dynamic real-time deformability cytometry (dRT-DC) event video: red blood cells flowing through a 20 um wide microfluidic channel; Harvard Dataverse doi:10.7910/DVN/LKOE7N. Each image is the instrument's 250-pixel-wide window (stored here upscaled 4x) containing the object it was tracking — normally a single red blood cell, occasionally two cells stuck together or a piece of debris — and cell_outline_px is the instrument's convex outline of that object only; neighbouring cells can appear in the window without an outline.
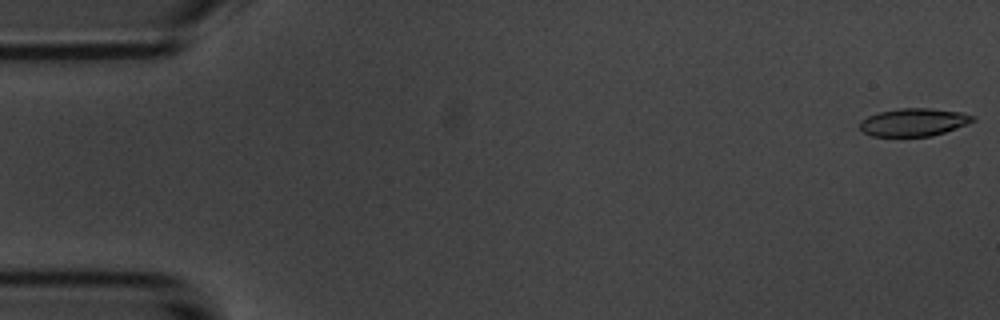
{"species": "common noctule bat (a hibernating species)", "species_latin": "Nyctalus noctula", "temperature_condition": "room temperature", "stored_images_in_passage": 11, "camera_frame_rate_fps": 3000, "um_per_image_px": 0.085, "animal": {"sex": "male", "body_mass_g": 20.1, "forearm_length_mm": 53.5}, "frame": {"image": 1, "passage_image": 1, "time_ms": 0.0, "image_size_px": [1000, 320], "cell_outline_px": [[976, 120], [944, 132], [932, 136], [872, 136], [864, 132], [860, 128], [860, 120], [868, 116], [880, 112], [900, 108], [928, 108], [960, 112], [976, 116]], "centroid_in_image_um": [77.66, 10.38], "position_along_channel_um": 7.3, "area_um2": 18.15}}
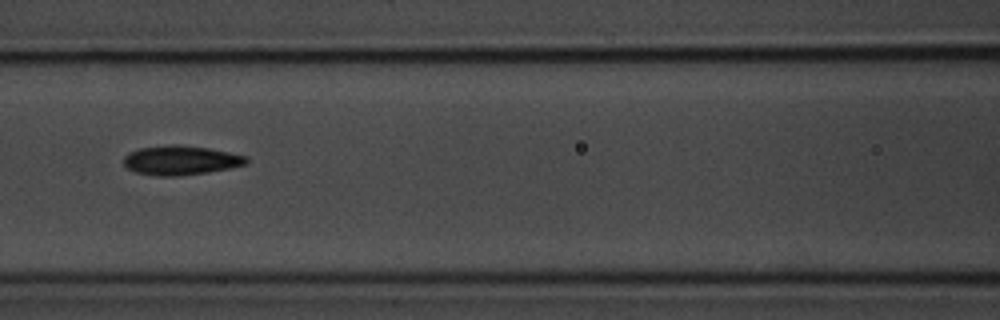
{"frame": {"image": 2, "passage_image": 7, "time_ms": 7.667, "image_size_px": [1000, 320], "cell_outline_px": [[248, 164], [208, 172], [176, 176], [156, 176], [136, 172], [128, 168], [124, 164], [124, 156], [128, 152], [140, 148], [172, 144], [180, 144], [208, 148], [248, 156]], "centroid_in_image_um": [15.36, 13.62], "position_along_channel_um": 151.2, "area_um2": 20.98}}
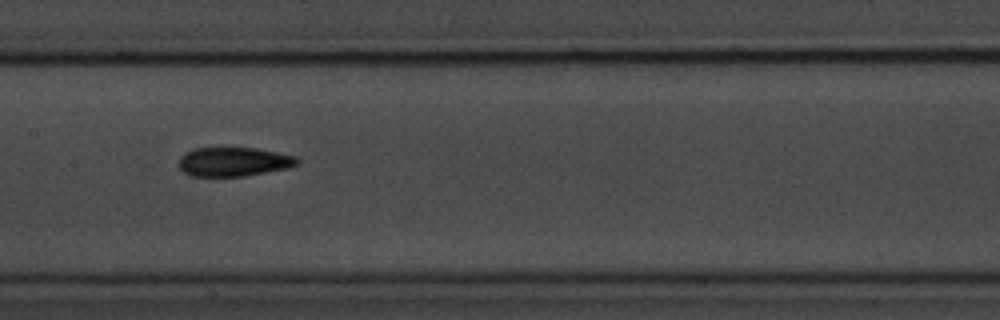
{"frame": {"image": 3, "passage_image": 8, "time_ms": 8.667, "image_size_px": [1000, 320], "cell_outline_px": [[300, 164], [288, 168], [244, 176], [188, 176], [176, 164], [180, 156], [184, 152], [192, 148], [256, 148], [296, 156], [300, 160]], "centroid_in_image_um": [19.83, 13.75], "position_along_channel_um": 187.6, "area_um2": 20.35}}